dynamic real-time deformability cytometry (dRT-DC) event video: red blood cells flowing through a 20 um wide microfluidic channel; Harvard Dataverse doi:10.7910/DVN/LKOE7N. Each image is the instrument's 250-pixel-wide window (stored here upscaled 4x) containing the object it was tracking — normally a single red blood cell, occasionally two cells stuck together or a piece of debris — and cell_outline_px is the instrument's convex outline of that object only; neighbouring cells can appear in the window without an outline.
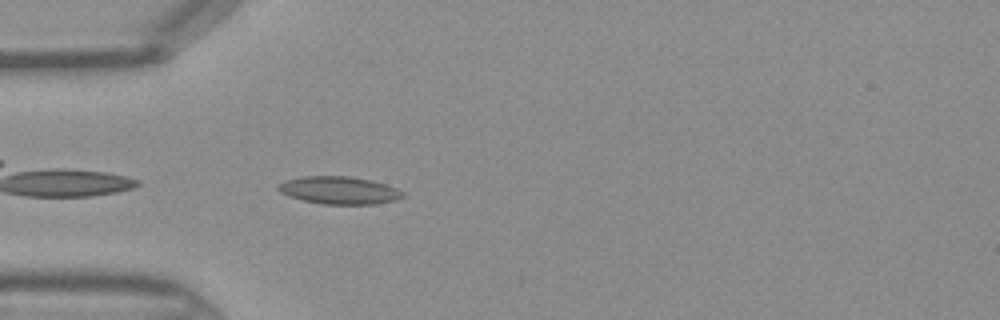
{"species": "Egyptian fruit bat (a non-hibernating species)", "species_latin": "Rousettus aegyptiacus", "temperature_condition": "warm", "stored_images_in_passage": 33, "camera_frame_rate_fps": 3000, "um_per_image_px": 0.085, "frame": {"image": 1, "passage_image": 1, "time_ms": 0.0, "image_size_px": [1000, 320], "cell_outline_px": [[404, 196], [396, 200], [376, 204], [324, 204], [304, 200], [288, 196], [280, 192], [276, 188], [280, 184], [288, 180], [304, 176], [348, 176], [372, 180], [396, 188], [404, 192]], "centroid_in_image_um": [28.86, 16.18], "position_along_channel_um": 56.1, "area_um2": 19.88}}
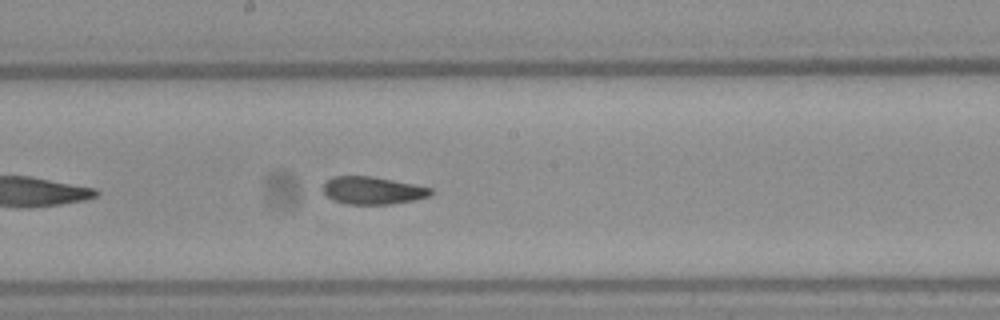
{"frame": {"image": 2, "passage_image": 12, "time_ms": 3.667, "image_size_px": [1000, 320], "cell_outline_px": [[432, 192], [428, 196], [412, 200], [392, 204], [344, 204], [332, 200], [324, 192], [324, 184], [332, 176], [372, 176], [416, 184], [432, 188]], "centroid_in_image_um": [31.67, 16.18], "position_along_channel_um": 216.5, "area_um2": 17.28}}
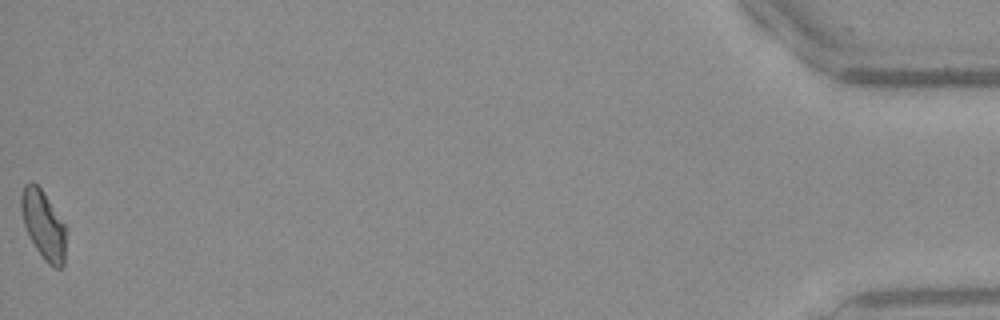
{"frame": {"image": 3, "passage_image": 33, "time_ms": 10.667, "image_size_px": [1000, 320], "cell_outline_px": [[64, 264], [60, 268], [56, 268], [48, 264], [44, 260], [36, 248], [24, 224], [20, 208], [20, 196], [24, 184], [32, 180], [40, 188], [64, 224]], "centroid_in_image_um": [3.65, 19.09], "position_along_channel_um": 431.6, "area_um2": 17.4}}